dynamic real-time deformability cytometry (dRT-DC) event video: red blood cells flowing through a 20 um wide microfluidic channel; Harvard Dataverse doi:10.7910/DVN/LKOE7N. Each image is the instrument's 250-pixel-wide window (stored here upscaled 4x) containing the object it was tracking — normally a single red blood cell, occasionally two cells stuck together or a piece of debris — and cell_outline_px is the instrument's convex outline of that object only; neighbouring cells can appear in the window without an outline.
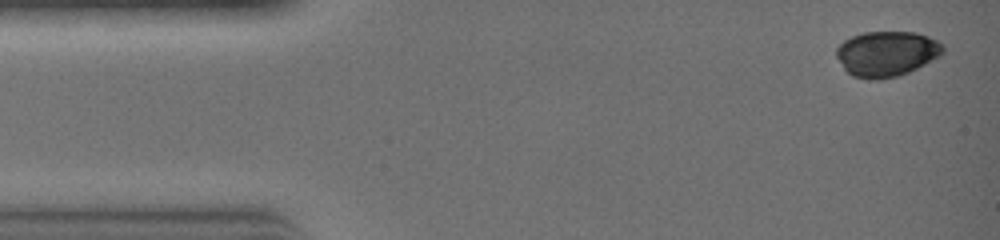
{"species": "common noctule bat (a hibernating species)", "species_latin": "Nyctalus noctula", "temperature_condition": "warm", "stored_images_in_passage": 10, "camera_frame_rate_fps": 3000, "um_per_image_px": 0.085, "animal": {"sex": "female", "body_mass_g": 19.0, "forearm_length_mm": 51.5}, "frame": {"image": 1, "passage_image": 1, "time_ms": 0.0, "image_size_px": [1000, 240], "cell_outline_px": [[944, 52], [916, 68], [908, 72], [896, 76], [852, 76], [844, 68], [836, 56], [836, 48], [844, 40], [852, 36], [864, 32], [916, 32], [928, 36], [944, 44]], "centroid_in_image_um": [75.37, 4.5], "position_along_channel_um": 9.6, "area_um2": 27.22}}
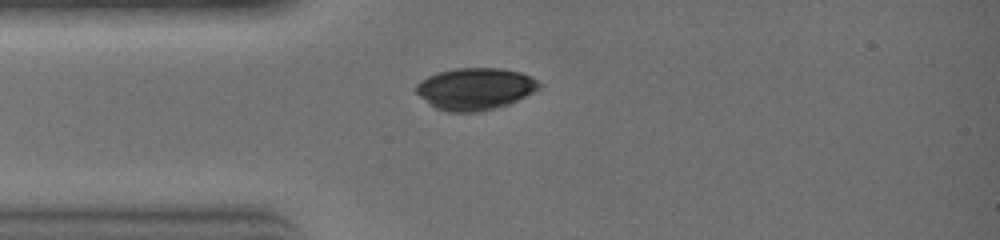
{"frame": {"image": 2, "passage_image": 7, "time_ms": 2.0, "image_size_px": [1000, 240], "cell_outline_px": [[540, 88], [508, 104], [496, 108], [476, 112], [448, 112], [436, 108], [420, 96], [416, 92], [416, 84], [420, 80], [428, 76], [440, 72], [456, 68], [500, 68], [520, 72], [536, 80], [540, 84]], "centroid_in_image_um": [40.36, 7.55], "position_along_channel_um": 44.6, "area_um2": 29.71}}
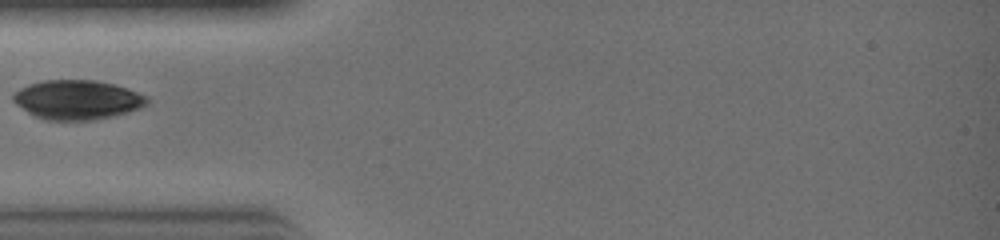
{"frame": {"image": 3, "passage_image": 9, "time_ms": 2.667, "image_size_px": [1000, 240], "cell_outline_px": [[148, 104], [140, 108], [128, 112], [112, 116], [92, 120], [44, 120], [28, 112], [16, 104], [12, 100], [12, 96], [20, 88], [28, 84], [44, 80], [96, 80], [128, 88], [148, 96]], "centroid_in_image_um": [6.58, 8.48], "position_along_channel_um": 78.4, "area_um2": 30.69}}